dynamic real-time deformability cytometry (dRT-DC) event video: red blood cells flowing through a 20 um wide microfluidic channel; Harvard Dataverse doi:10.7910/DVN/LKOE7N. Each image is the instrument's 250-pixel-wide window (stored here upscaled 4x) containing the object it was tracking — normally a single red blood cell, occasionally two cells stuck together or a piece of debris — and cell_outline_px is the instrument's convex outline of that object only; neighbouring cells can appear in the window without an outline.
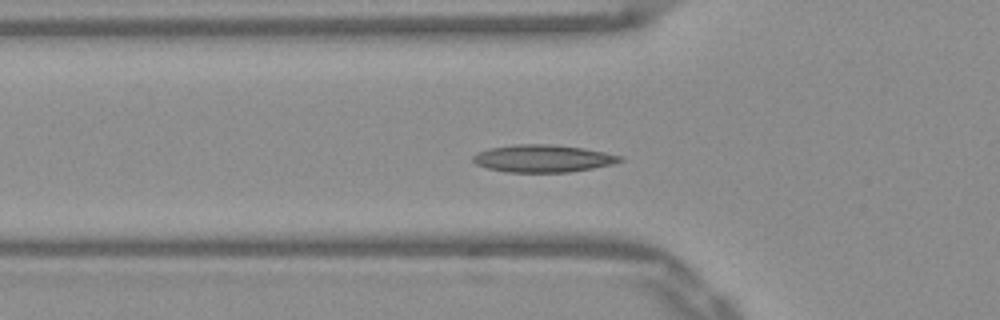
{"species": "Egyptian fruit bat (a non-hibernating species)", "species_latin": "Rousettus aegyptiacus", "temperature_condition": "warm", "stored_images_in_passage": 54, "camera_frame_rate_fps": 3000, "um_per_image_px": 0.085, "frame": {"image": 1, "passage_image": 18, "time_ms": 5.667, "image_size_px": [1000, 320], "cell_outline_px": [[624, 160], [612, 164], [592, 168], [568, 172], [508, 172], [488, 168], [476, 164], [472, 160], [472, 156], [480, 152], [492, 148], [516, 144], [548, 144], [584, 148], [624, 156]], "centroid_in_image_um": [46.18, 13.47], "position_along_channel_um": 79.6, "area_um2": 23.29}}
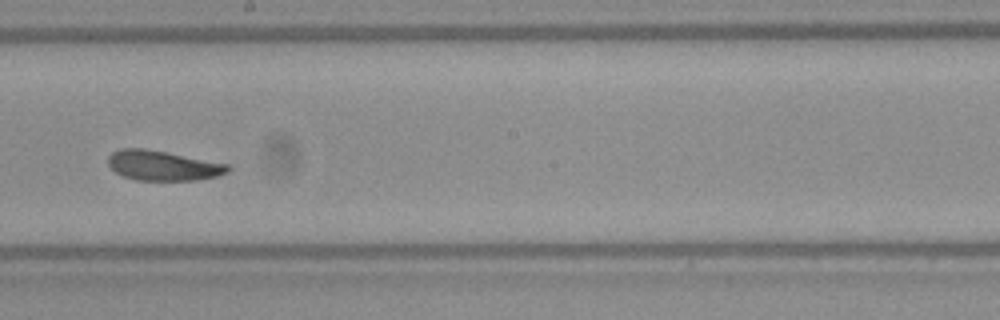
{"frame": {"image": 2, "passage_image": 30, "time_ms": 9.667, "image_size_px": [1000, 320], "cell_outline_px": [[232, 168], [228, 172], [216, 176], [196, 180], [136, 180], [124, 176], [116, 172], [108, 164], [108, 156], [112, 152], [120, 148], [144, 148], [168, 152], [228, 164]], "centroid_in_image_um": [13.84, 14.06], "position_along_channel_um": 234.4, "area_um2": 20.87}}
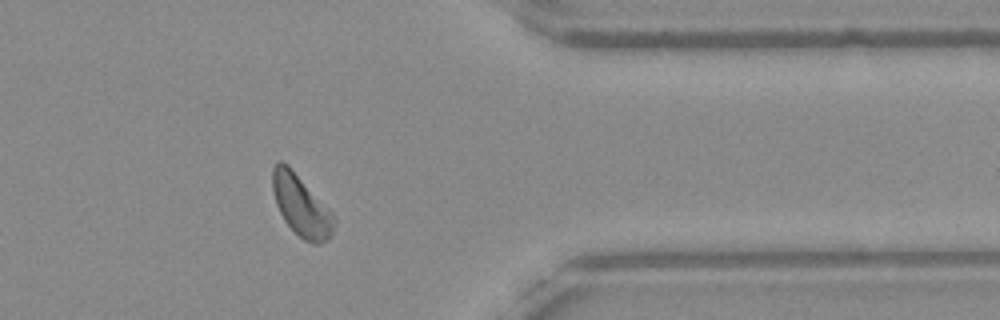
{"frame": {"image": 3, "passage_image": 43, "time_ms": 14.0, "image_size_px": [1000, 320], "cell_outline_px": [[336, 220], [332, 232], [328, 240], [320, 244], [312, 244], [304, 240], [284, 220], [276, 204], [272, 188], [272, 168], [280, 160], [288, 164], [336, 216]], "centroid_in_image_um": [25.61, 17.48], "position_along_channel_um": 385.8, "area_um2": 21.85}, "authors_computed_cell_mechanics": {"area_um2": 21.386, "velocity_mm_per_s": 3.8523, "shape_relaxation_time_tau1_ms": 5.1819, "shape_relaxation_time_tau2_ms": 2.6322, "deformation_change_tau1": 0.1469, "deformation_change_tau2": 0.0854}}